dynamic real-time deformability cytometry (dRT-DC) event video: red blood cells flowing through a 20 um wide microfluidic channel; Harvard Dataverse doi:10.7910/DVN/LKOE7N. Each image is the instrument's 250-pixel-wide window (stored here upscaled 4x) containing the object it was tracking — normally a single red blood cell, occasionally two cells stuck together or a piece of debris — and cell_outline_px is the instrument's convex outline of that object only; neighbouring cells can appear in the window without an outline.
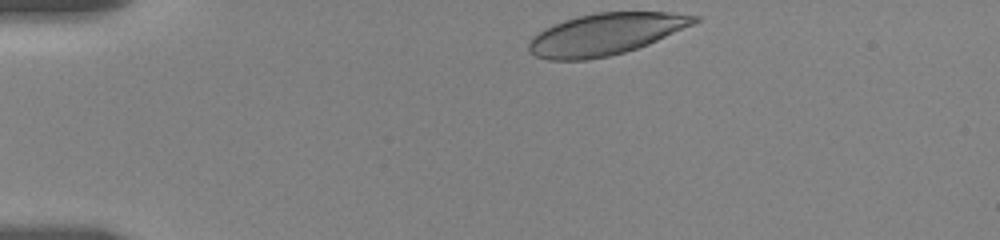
{"species": "human", "species_latin": "Homo sapiens", "temperature_condition": "room temperature", "stored_images_in_passage": 32, "camera_frame_rate_fps": 3000, "um_per_image_px": 0.085, "donor": {"sex": "female"}, "frame": {"image": 1, "passage_image": 1, "time_ms": 0.0, "image_size_px": [1000, 240], "cell_outline_px": [[700, 20], [692, 24], [648, 44], [624, 52], [608, 56], [584, 60], [548, 60], [536, 56], [528, 52], [528, 44], [532, 36], [552, 24], [564, 20], [596, 12], [668, 12], [700, 16]], "centroid_in_image_um": [51.42, 2.9], "position_along_channel_um": 33.6, "area_um2": 39.88}}
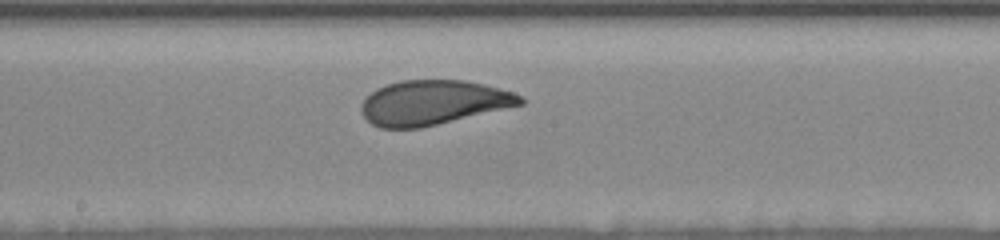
{"frame": {"image": 2, "passage_image": 18, "time_ms": 6.667, "image_size_px": [1000, 240], "cell_outline_px": [[528, 100], [524, 104], [420, 128], [380, 128], [372, 124], [360, 112], [360, 108], [364, 100], [376, 88], [400, 80], [464, 80], [484, 84], [512, 92], [524, 96]], "centroid_in_image_um": [36.84, 8.71], "position_along_channel_um": 211.4, "area_um2": 41.27}}
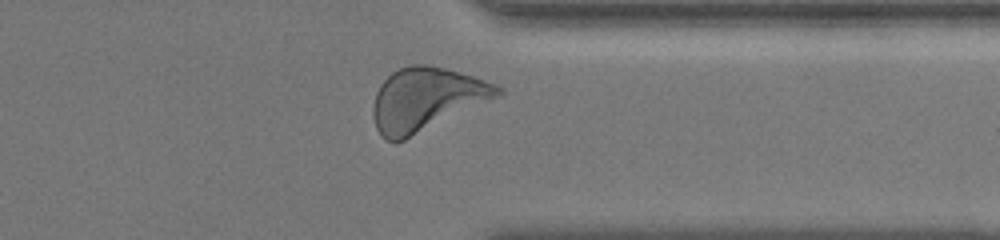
{"frame": {"image": 3, "passage_image": 30, "time_ms": 11.333, "image_size_px": [1000, 240], "cell_outline_px": [[504, 92], [496, 96], [404, 140], [388, 140], [380, 136], [376, 128], [372, 116], [372, 104], [376, 92], [380, 84], [392, 72], [408, 64], [428, 64], [444, 68], [472, 76], [496, 84], [504, 88]], "centroid_in_image_um": [36.16, 8.41], "position_along_channel_um": 375.2, "area_um2": 45.08}, "authors_computed_cell_mechanics": {"area_um2": 42.1362, "velocity_mm_per_s": 3.5266, "shape_relaxation_time_tau1_ms": 3.1362, "shape_relaxation_time_tau2_ms": 0.9841, "deformation_change_tau1": 0.1372, "deformation_change_tau2": 0.0663}}